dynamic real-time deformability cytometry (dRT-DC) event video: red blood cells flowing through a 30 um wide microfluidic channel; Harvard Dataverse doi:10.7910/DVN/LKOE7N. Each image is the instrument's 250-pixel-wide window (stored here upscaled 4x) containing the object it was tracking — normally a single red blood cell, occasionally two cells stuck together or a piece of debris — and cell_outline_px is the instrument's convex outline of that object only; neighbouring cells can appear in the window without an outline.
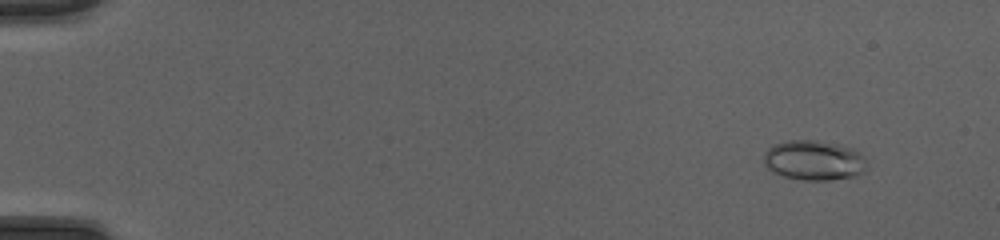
{"species": "common noctule bat (a hibernating species)", "species_latin": "Nyctalus noctula", "temperature_condition": "cold", "stored_images_in_passage": 50, "camera_frame_rate_fps": 3000, "um_per_image_px": 0.085, "animal": {"sex": "female", "body_mass_g": 20.0, "forearm_length_mm": 54.0}, "frame": {"image": 1, "passage_image": 5, "time_ms": 1.333, "image_size_px": [1000, 240], "cell_outline_px": [[868, 168], [864, 172], [856, 176], [828, 180], [804, 180], [784, 176], [772, 172], [764, 164], [764, 152], [772, 144], [788, 140], [816, 140], [836, 144], [852, 148], [860, 152], [864, 156]], "centroid_in_image_um": [69.19, 13.62], "position_along_channel_um": 15.8, "area_um2": 24.22}}
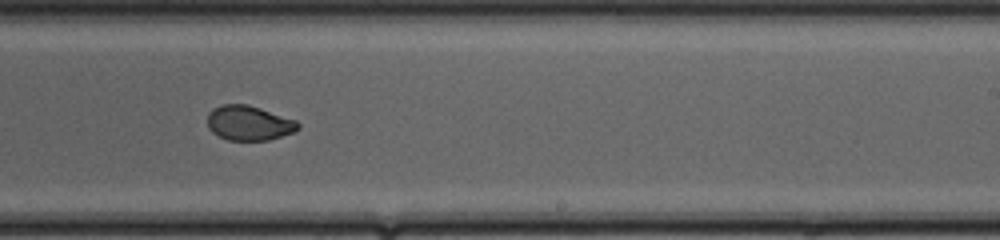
{"frame": {"image": 2, "passage_image": 33, "time_ms": 10.667, "image_size_px": [1000, 240], "cell_outline_px": [[300, 128], [296, 132], [268, 140], [228, 140], [212, 132], [208, 128], [208, 112], [212, 108], [220, 104], [248, 104], [296, 120], [300, 124]], "centroid_in_image_um": [21.17, 10.45], "position_along_channel_um": 267.8, "area_um2": 18.5}}
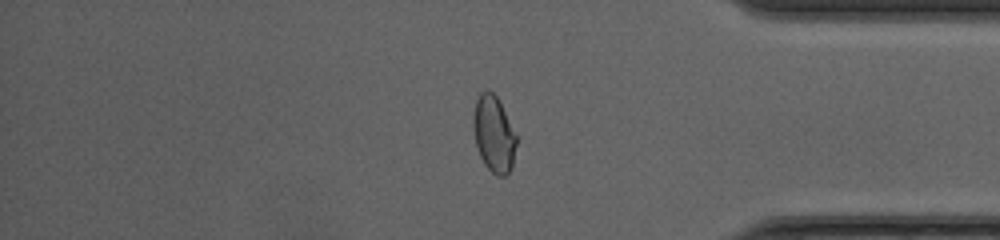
{"frame": {"image": 3, "passage_image": 43, "time_ms": 14.0, "image_size_px": [1000, 240], "cell_outline_px": [[516, 144], [512, 164], [508, 172], [504, 176], [496, 176], [484, 164], [480, 156], [476, 144], [472, 128], [472, 116], [476, 100], [480, 92], [488, 88], [496, 96], [516, 136]], "centroid_in_image_um": [41.93, 11.38], "position_along_channel_um": 393.3, "area_um2": 18.96}, "authors_computed_cell_mechanics": {"area_um2": 19.652, "velocity_mm_per_s": 4.2357, "shape_relaxation_time_tau1_ms": 8.3031, "shape_relaxation_time_tau2_ms": null, "deformation_change_tau1": 0.2217, "deformation_change_tau2": null}}